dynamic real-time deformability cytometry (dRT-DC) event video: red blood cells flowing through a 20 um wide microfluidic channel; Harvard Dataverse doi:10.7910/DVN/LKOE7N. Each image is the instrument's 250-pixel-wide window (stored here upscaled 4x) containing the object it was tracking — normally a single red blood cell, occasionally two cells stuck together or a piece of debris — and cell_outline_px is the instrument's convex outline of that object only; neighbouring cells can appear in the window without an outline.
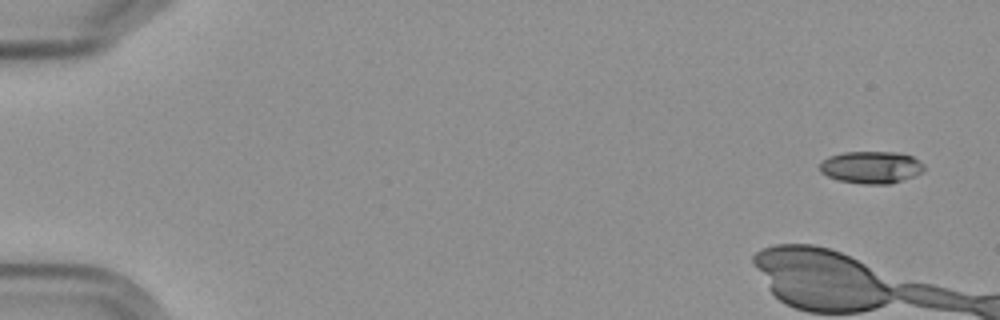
{"species": "Egyptian fruit bat (a non-hibernating species)", "species_latin": "Rousettus aegyptiacus", "temperature_condition": "cold", "stored_images_in_passage": 3, "camera_frame_rate_fps": 3000, "um_per_image_px": 0.085, "frame": {"image": 1, "passage_image": 1, "time_ms": 0.0, "image_size_px": [1000, 320], "cell_outline_px": [[924, 172], [892, 184], [864, 184], [840, 180], [828, 176], [820, 172], [820, 164], [828, 156], [844, 152], [896, 152], [912, 156], [924, 164]], "centroid_in_image_um": [74.08, 14.22], "position_along_channel_um": 10.9, "area_um2": 19.59}}